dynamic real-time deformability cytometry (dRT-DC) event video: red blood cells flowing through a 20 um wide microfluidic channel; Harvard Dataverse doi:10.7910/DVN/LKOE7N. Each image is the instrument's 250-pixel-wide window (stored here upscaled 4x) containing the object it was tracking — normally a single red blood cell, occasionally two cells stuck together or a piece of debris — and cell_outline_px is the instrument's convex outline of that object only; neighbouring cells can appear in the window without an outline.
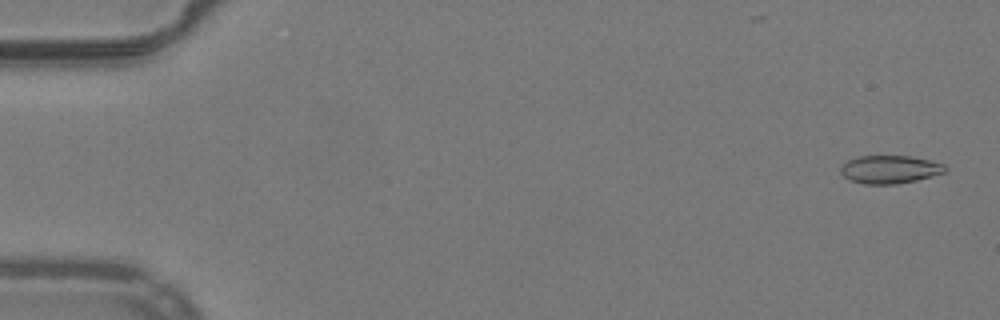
{"species": "common noctule bat (a hibernating species)", "species_latin": "Nyctalus noctula", "temperature_condition": "warm", "stored_images_in_passage": 52, "camera_frame_rate_fps": 3000, "um_per_image_px": 0.085, "animal": {"sex": "male", "body_mass_g": 19.2, "forearm_length_mm": 51.8}, "frame": {"image": 1, "passage_image": 2, "time_ms": 0.333, "image_size_px": [1000, 320], "cell_outline_px": [[948, 168], [944, 172], [932, 176], [916, 180], [896, 184], [864, 184], [852, 180], [844, 176], [840, 172], [840, 168], [848, 160], [856, 156], [908, 156], [928, 160], [944, 164]], "centroid_in_image_um": [75.63, 14.4], "position_along_channel_um": 9.4, "area_um2": 16.94}}
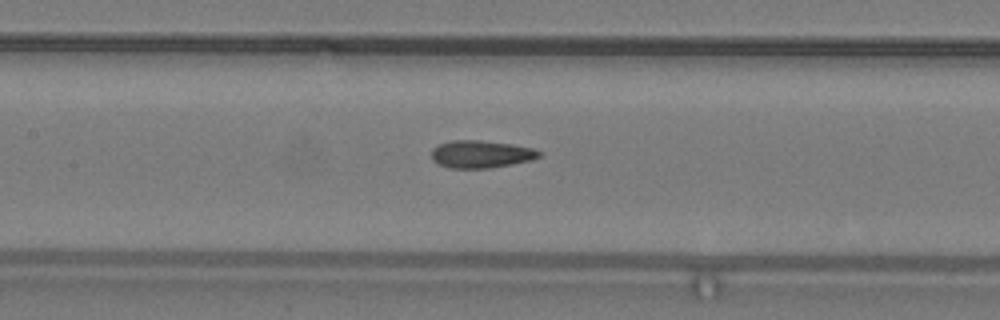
{"frame": {"image": 2, "passage_image": 25, "time_ms": 8.0, "image_size_px": [1000, 320], "cell_outline_px": [[540, 156], [532, 160], [512, 164], [488, 168], [448, 168], [432, 160], [432, 148], [440, 144], [452, 140], [480, 140], [512, 144], [532, 148], [540, 152]], "centroid_in_image_um": [40.87, 13.1], "position_along_channel_um": 166.5, "area_um2": 17.17}}
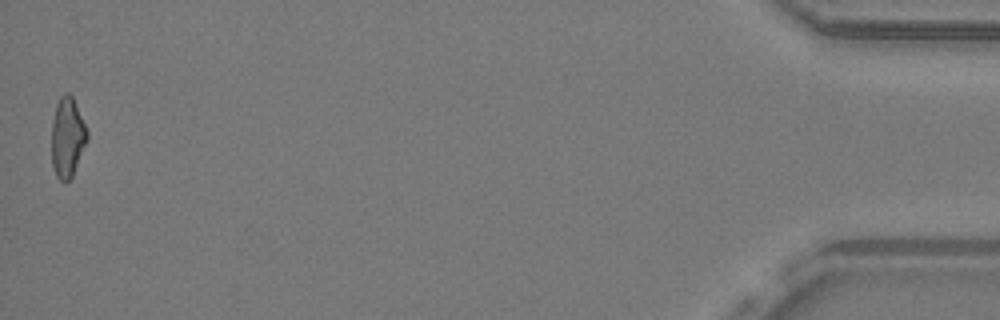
{"frame": {"image": 3, "passage_image": 52, "time_ms": 17.0, "image_size_px": [1000, 320], "cell_outline_px": [[88, 140], [72, 176], [68, 180], [60, 180], [56, 176], [52, 164], [52, 124], [56, 104], [60, 96], [64, 92], [68, 92], [72, 96], [88, 132]], "centroid_in_image_um": [5.73, 11.66], "position_along_channel_um": 429.5, "area_um2": 16.42}, "authors_computed_cell_mechanics": {"area_um2": 16.9932, "velocity_mm_per_s": 3.9941, "shape_relaxation_time_tau1_ms": null, "shape_relaxation_time_tau2_ms": 2.5816, "deformation_change_tau1": null, "deformation_change_tau2": 0.0969}}